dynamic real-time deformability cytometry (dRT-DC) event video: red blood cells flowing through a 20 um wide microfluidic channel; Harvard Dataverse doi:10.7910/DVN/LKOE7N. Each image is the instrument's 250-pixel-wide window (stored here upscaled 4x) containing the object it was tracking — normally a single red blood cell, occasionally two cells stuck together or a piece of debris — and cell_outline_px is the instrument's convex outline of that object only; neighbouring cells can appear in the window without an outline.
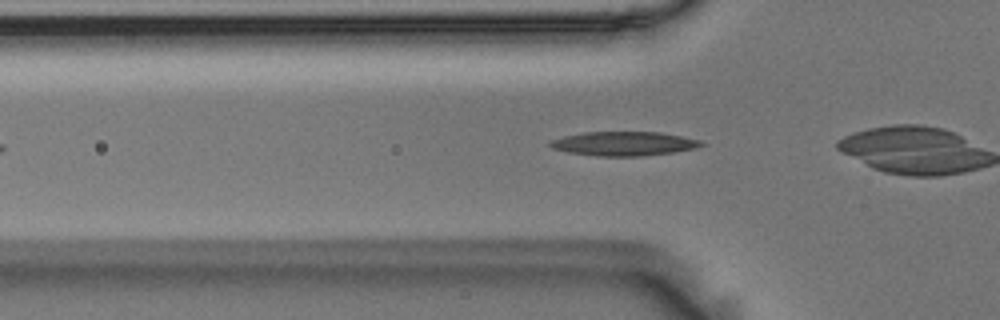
{"species": "Egyptian fruit bat (a non-hibernating species)", "species_latin": "Rousettus aegyptiacus", "temperature_condition": "room temperature", "stored_images_in_passage": 34, "camera_frame_rate_fps": 3000, "um_per_image_px": 0.085, "animal": {"sex": "male"}, "frame": {"image": 1, "passage_image": 8, "time_ms": 2.333, "image_size_px": [1000, 320], "cell_outline_px": [[704, 144], [696, 148], [672, 152], [644, 156], [596, 156], [568, 152], [552, 148], [548, 144], [552, 140], [564, 136], [584, 132], [660, 132], [700, 140]], "centroid_in_image_um": [53.01, 12.21], "position_along_channel_um": 72.8, "area_um2": 21.1}}
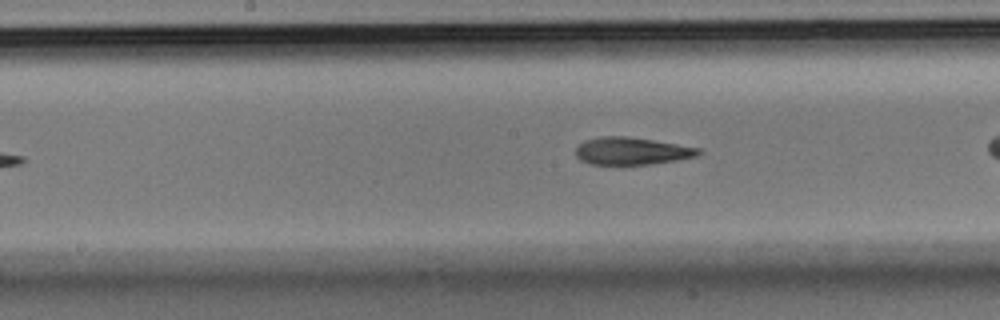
{"frame": {"image": 2, "passage_image": 18, "time_ms": 5.667, "image_size_px": [1000, 320], "cell_outline_px": [[704, 152], [696, 156], [680, 160], [648, 164], [592, 164], [580, 160], [576, 156], [576, 148], [584, 140], [600, 136], [628, 136], [700, 148]], "centroid_in_image_um": [53.71, 12.83], "position_along_channel_um": 194.5, "area_um2": 19.59}}
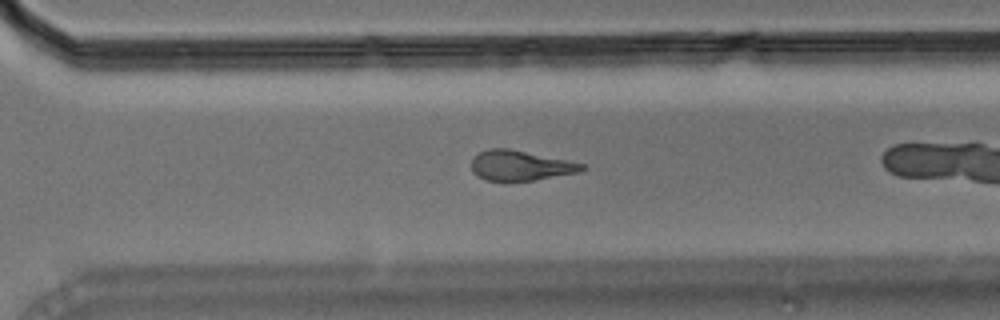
{"frame": {"image": 3, "passage_image": 29, "time_ms": 9.333, "image_size_px": [1000, 320], "cell_outline_px": [[588, 168], [576, 172], [532, 180], [504, 184], [484, 180], [476, 176], [472, 172], [472, 156], [488, 148], [508, 148], [568, 160], [584, 164]], "centroid_in_image_um": [44.14, 14.1], "position_along_channel_um": 326.5, "area_um2": 19.88}}